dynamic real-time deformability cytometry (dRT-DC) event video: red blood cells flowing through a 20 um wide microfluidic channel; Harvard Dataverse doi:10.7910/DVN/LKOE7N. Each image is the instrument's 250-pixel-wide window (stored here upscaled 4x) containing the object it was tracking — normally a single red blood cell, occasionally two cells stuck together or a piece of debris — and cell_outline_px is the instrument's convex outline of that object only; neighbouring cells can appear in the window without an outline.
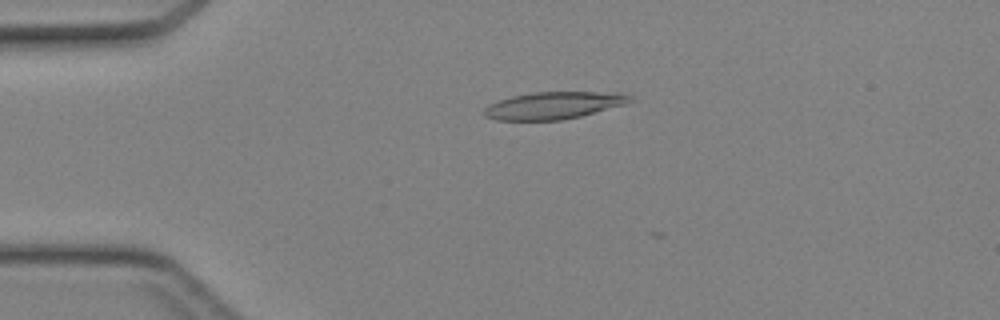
{"species": "Egyptian fruit bat (a non-hibernating species)", "species_latin": "Rousettus aegyptiacus", "temperature_condition": "cold", "stored_images_in_passage": 8, "camera_frame_rate_fps": 3000, "um_per_image_px": 0.085, "animal": {"sex": "female"}, "frame": {"image": 1, "passage_image": 4, "time_ms": 1.0, "image_size_px": [1000, 320], "cell_outline_px": [[632, 100], [624, 104], [580, 116], [560, 120], [496, 120], [484, 116], [484, 108], [488, 104], [496, 100], [512, 96], [532, 92], [620, 92], [628, 96]], "centroid_in_image_um": [46.98, 8.95], "position_along_channel_um": 38.0, "area_um2": 23.0}}